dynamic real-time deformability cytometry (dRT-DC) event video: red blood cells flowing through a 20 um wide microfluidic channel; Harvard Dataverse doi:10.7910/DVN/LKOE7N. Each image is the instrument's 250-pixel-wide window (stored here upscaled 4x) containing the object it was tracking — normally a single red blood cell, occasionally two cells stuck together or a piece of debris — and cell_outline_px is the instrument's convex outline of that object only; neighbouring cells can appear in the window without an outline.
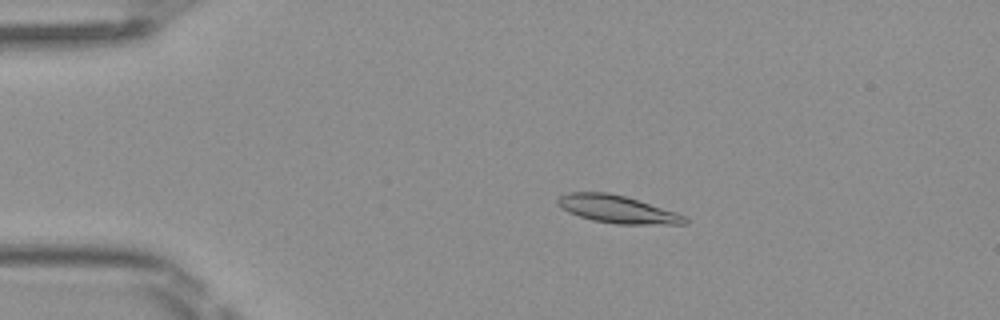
{"species": "Egyptian fruit bat (a non-hibernating species)", "species_latin": "Rousettus aegyptiacus", "temperature_condition": "room temperature", "stored_images_in_passage": 50, "camera_frame_rate_fps": 3000, "um_per_image_px": 0.085, "frame": {"image": 1, "passage_image": 10, "time_ms": 3.0, "image_size_px": [1000, 320], "cell_outline_px": [[688, 224], [616, 224], [592, 220], [568, 212], [556, 200], [560, 196], [568, 192], [608, 192], [624, 196], [676, 212], [688, 216]], "centroid_in_image_um": [52.51, 17.79], "position_along_channel_um": 32.5, "area_um2": 20.29}}
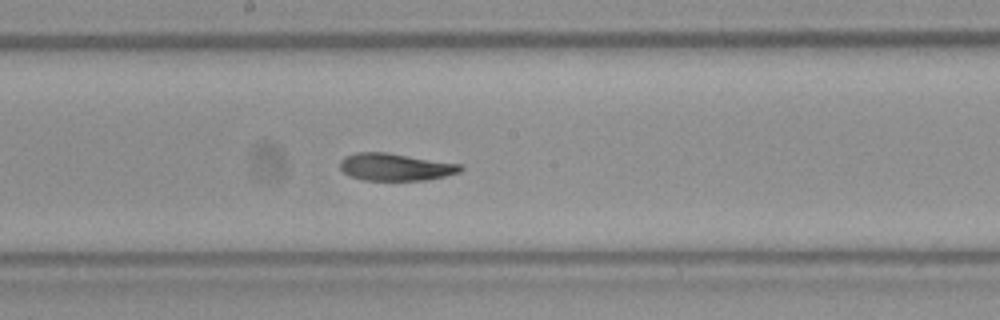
{"frame": {"image": 2, "passage_image": 27, "time_ms": 8.667, "image_size_px": [1000, 320], "cell_outline_px": [[464, 168], [460, 172], [428, 180], [364, 180], [348, 176], [340, 168], [340, 160], [344, 156], [356, 152], [388, 152], [460, 164]], "centroid_in_image_um": [33.58, 14.19], "position_along_channel_um": 214.6, "area_um2": 19.31}}
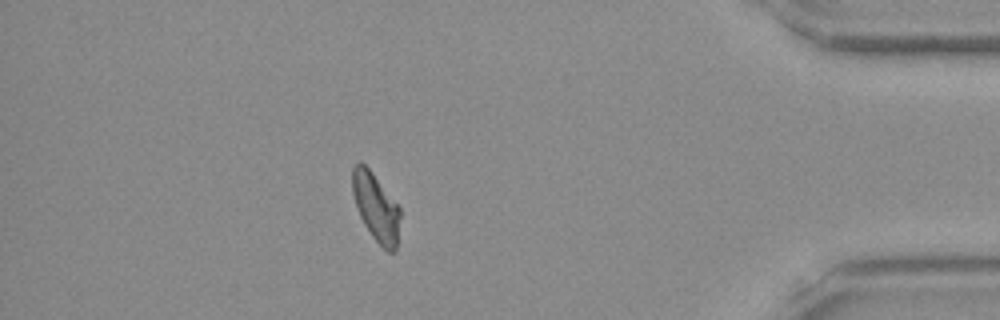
{"frame": {"image": 3, "passage_image": 44, "time_ms": 14.333, "image_size_px": [1000, 320], "cell_outline_px": [[400, 216], [396, 252], [388, 252], [372, 236], [364, 224], [360, 216], [352, 192], [352, 168], [360, 160], [372, 172], [400, 208]], "centroid_in_image_um": [31.95, 17.61], "position_along_channel_um": 403.2, "area_um2": 18.67}, "authors_computed_cell_mechanics": {"area_um2": 19.5364, "velocity_mm_per_s": 4.0787, "shape_relaxation_time_tau1_ms": 5.4806, "shape_relaxation_time_tau2_ms": 3.9023, "deformation_change_tau1": 0.1785, "deformation_change_tau2": 0.1108}}